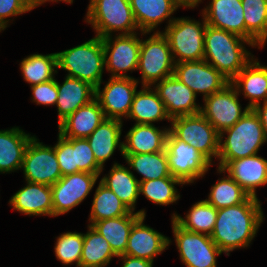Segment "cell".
Masks as SVG:
<instances>
[{
	"instance_id": "484cf974",
	"label": "cell",
	"mask_w": 267,
	"mask_h": 267,
	"mask_svg": "<svg viewBox=\"0 0 267 267\" xmlns=\"http://www.w3.org/2000/svg\"><path fill=\"white\" fill-rule=\"evenodd\" d=\"M135 22L142 35L156 27L181 7L175 0H129Z\"/></svg>"
},
{
	"instance_id": "f35d334b",
	"label": "cell",
	"mask_w": 267,
	"mask_h": 267,
	"mask_svg": "<svg viewBox=\"0 0 267 267\" xmlns=\"http://www.w3.org/2000/svg\"><path fill=\"white\" fill-rule=\"evenodd\" d=\"M184 185L173 176L140 182L139 193L158 205H169L176 202L180 195L174 185Z\"/></svg>"
},
{
	"instance_id": "c3c4849f",
	"label": "cell",
	"mask_w": 267,
	"mask_h": 267,
	"mask_svg": "<svg viewBox=\"0 0 267 267\" xmlns=\"http://www.w3.org/2000/svg\"><path fill=\"white\" fill-rule=\"evenodd\" d=\"M25 7L31 11L33 10L35 7H38L39 5H41V0H20Z\"/></svg>"
},
{
	"instance_id": "4fadbf2b",
	"label": "cell",
	"mask_w": 267,
	"mask_h": 267,
	"mask_svg": "<svg viewBox=\"0 0 267 267\" xmlns=\"http://www.w3.org/2000/svg\"><path fill=\"white\" fill-rule=\"evenodd\" d=\"M105 53V69L111 72V77L126 78V72L138 69L140 54V38L136 33L119 34L102 38Z\"/></svg>"
},
{
	"instance_id": "b9f144b4",
	"label": "cell",
	"mask_w": 267,
	"mask_h": 267,
	"mask_svg": "<svg viewBox=\"0 0 267 267\" xmlns=\"http://www.w3.org/2000/svg\"><path fill=\"white\" fill-rule=\"evenodd\" d=\"M54 149L62 176L78 173V166H75L73 138H65L58 133V141Z\"/></svg>"
},
{
	"instance_id": "83f0119b",
	"label": "cell",
	"mask_w": 267,
	"mask_h": 267,
	"mask_svg": "<svg viewBox=\"0 0 267 267\" xmlns=\"http://www.w3.org/2000/svg\"><path fill=\"white\" fill-rule=\"evenodd\" d=\"M145 214L144 209L136 213L130 211L124 216L97 221L92 227L108 241L113 252L120 256L125 253L133 224Z\"/></svg>"
},
{
	"instance_id": "9a60e30c",
	"label": "cell",
	"mask_w": 267,
	"mask_h": 267,
	"mask_svg": "<svg viewBox=\"0 0 267 267\" xmlns=\"http://www.w3.org/2000/svg\"><path fill=\"white\" fill-rule=\"evenodd\" d=\"M138 82L133 77H110L102 91L100 87L95 89V98L106 118L122 121V117H128Z\"/></svg>"
},
{
	"instance_id": "e575fe53",
	"label": "cell",
	"mask_w": 267,
	"mask_h": 267,
	"mask_svg": "<svg viewBox=\"0 0 267 267\" xmlns=\"http://www.w3.org/2000/svg\"><path fill=\"white\" fill-rule=\"evenodd\" d=\"M123 157L130 168L143 176L139 182L172 176L165 150L155 153L123 155Z\"/></svg>"
},
{
	"instance_id": "836d02e7",
	"label": "cell",
	"mask_w": 267,
	"mask_h": 267,
	"mask_svg": "<svg viewBox=\"0 0 267 267\" xmlns=\"http://www.w3.org/2000/svg\"><path fill=\"white\" fill-rule=\"evenodd\" d=\"M172 219L187 231L210 236L215 227L217 209L206 200H202L193 204L185 219L176 213L173 214Z\"/></svg>"
},
{
	"instance_id": "603a6c76",
	"label": "cell",
	"mask_w": 267,
	"mask_h": 267,
	"mask_svg": "<svg viewBox=\"0 0 267 267\" xmlns=\"http://www.w3.org/2000/svg\"><path fill=\"white\" fill-rule=\"evenodd\" d=\"M230 84L238 94L242 91L244 97L250 100L247 105L249 108L260 104L262 100L267 102V66L260 65L257 59L252 58Z\"/></svg>"
},
{
	"instance_id": "ba28073f",
	"label": "cell",
	"mask_w": 267,
	"mask_h": 267,
	"mask_svg": "<svg viewBox=\"0 0 267 267\" xmlns=\"http://www.w3.org/2000/svg\"><path fill=\"white\" fill-rule=\"evenodd\" d=\"M169 131L179 140L197 149L211 164L218 158L220 134L201 114L172 118Z\"/></svg>"
},
{
	"instance_id": "ab89813d",
	"label": "cell",
	"mask_w": 267,
	"mask_h": 267,
	"mask_svg": "<svg viewBox=\"0 0 267 267\" xmlns=\"http://www.w3.org/2000/svg\"><path fill=\"white\" fill-rule=\"evenodd\" d=\"M83 249V234L66 232L57 237L54 247L56 258L64 265L76 263L80 267Z\"/></svg>"
},
{
	"instance_id": "5b68a950",
	"label": "cell",
	"mask_w": 267,
	"mask_h": 267,
	"mask_svg": "<svg viewBox=\"0 0 267 267\" xmlns=\"http://www.w3.org/2000/svg\"><path fill=\"white\" fill-rule=\"evenodd\" d=\"M168 22L162 34L169 42L174 62L204 60L205 18L202 24L187 18H171Z\"/></svg>"
},
{
	"instance_id": "cb8c5ba5",
	"label": "cell",
	"mask_w": 267,
	"mask_h": 267,
	"mask_svg": "<svg viewBox=\"0 0 267 267\" xmlns=\"http://www.w3.org/2000/svg\"><path fill=\"white\" fill-rule=\"evenodd\" d=\"M58 125L79 107L88 104L95 98V88L89 83L66 76L63 84L57 82Z\"/></svg>"
},
{
	"instance_id": "ee69618b",
	"label": "cell",
	"mask_w": 267,
	"mask_h": 267,
	"mask_svg": "<svg viewBox=\"0 0 267 267\" xmlns=\"http://www.w3.org/2000/svg\"><path fill=\"white\" fill-rule=\"evenodd\" d=\"M29 12L20 0H0V32L8 26L10 16Z\"/></svg>"
},
{
	"instance_id": "7dc6e473",
	"label": "cell",
	"mask_w": 267,
	"mask_h": 267,
	"mask_svg": "<svg viewBox=\"0 0 267 267\" xmlns=\"http://www.w3.org/2000/svg\"><path fill=\"white\" fill-rule=\"evenodd\" d=\"M180 6L186 8H194L198 6L202 0H175Z\"/></svg>"
},
{
	"instance_id": "d6a6232c",
	"label": "cell",
	"mask_w": 267,
	"mask_h": 267,
	"mask_svg": "<svg viewBox=\"0 0 267 267\" xmlns=\"http://www.w3.org/2000/svg\"><path fill=\"white\" fill-rule=\"evenodd\" d=\"M114 256L118 257L108 241L96 229L88 225V232L83 234L80 267H105Z\"/></svg>"
},
{
	"instance_id": "e0dca14e",
	"label": "cell",
	"mask_w": 267,
	"mask_h": 267,
	"mask_svg": "<svg viewBox=\"0 0 267 267\" xmlns=\"http://www.w3.org/2000/svg\"><path fill=\"white\" fill-rule=\"evenodd\" d=\"M165 105L167 114L172 119L178 116L200 113L201 107L196 104L195 93L175 75L157 82L154 89Z\"/></svg>"
},
{
	"instance_id": "4dcf8cb0",
	"label": "cell",
	"mask_w": 267,
	"mask_h": 267,
	"mask_svg": "<svg viewBox=\"0 0 267 267\" xmlns=\"http://www.w3.org/2000/svg\"><path fill=\"white\" fill-rule=\"evenodd\" d=\"M100 182L110 189L131 211H135L136 201L140 195V182L124 165L114 163L109 174Z\"/></svg>"
},
{
	"instance_id": "6da1fadb",
	"label": "cell",
	"mask_w": 267,
	"mask_h": 267,
	"mask_svg": "<svg viewBox=\"0 0 267 267\" xmlns=\"http://www.w3.org/2000/svg\"><path fill=\"white\" fill-rule=\"evenodd\" d=\"M263 215L259 199L252 196L241 204L217 209L210 237L222 252L229 255L234 249L249 246L263 222Z\"/></svg>"
},
{
	"instance_id": "ffe728a7",
	"label": "cell",
	"mask_w": 267,
	"mask_h": 267,
	"mask_svg": "<svg viewBox=\"0 0 267 267\" xmlns=\"http://www.w3.org/2000/svg\"><path fill=\"white\" fill-rule=\"evenodd\" d=\"M241 0H211L203 10L206 24L245 39V21Z\"/></svg>"
},
{
	"instance_id": "30bf717a",
	"label": "cell",
	"mask_w": 267,
	"mask_h": 267,
	"mask_svg": "<svg viewBox=\"0 0 267 267\" xmlns=\"http://www.w3.org/2000/svg\"><path fill=\"white\" fill-rule=\"evenodd\" d=\"M172 226L180 259L186 267H217L216 255L223 252L209 235L187 231L173 219Z\"/></svg>"
},
{
	"instance_id": "8992f818",
	"label": "cell",
	"mask_w": 267,
	"mask_h": 267,
	"mask_svg": "<svg viewBox=\"0 0 267 267\" xmlns=\"http://www.w3.org/2000/svg\"><path fill=\"white\" fill-rule=\"evenodd\" d=\"M86 17L101 38L115 31L133 34L138 29L129 0H90Z\"/></svg>"
},
{
	"instance_id": "d590c367",
	"label": "cell",
	"mask_w": 267,
	"mask_h": 267,
	"mask_svg": "<svg viewBox=\"0 0 267 267\" xmlns=\"http://www.w3.org/2000/svg\"><path fill=\"white\" fill-rule=\"evenodd\" d=\"M131 210L104 184L99 182L92 201L90 224L127 215Z\"/></svg>"
},
{
	"instance_id": "60d3db41",
	"label": "cell",
	"mask_w": 267,
	"mask_h": 267,
	"mask_svg": "<svg viewBox=\"0 0 267 267\" xmlns=\"http://www.w3.org/2000/svg\"><path fill=\"white\" fill-rule=\"evenodd\" d=\"M73 150H75V166H78V172L101 174L103 168L96 162L86 138H73Z\"/></svg>"
},
{
	"instance_id": "681fc988",
	"label": "cell",
	"mask_w": 267,
	"mask_h": 267,
	"mask_svg": "<svg viewBox=\"0 0 267 267\" xmlns=\"http://www.w3.org/2000/svg\"><path fill=\"white\" fill-rule=\"evenodd\" d=\"M48 1H52V2H58V1H64V2H66V3H69V4H71V3H73V0H41V4H44L45 2H48Z\"/></svg>"
},
{
	"instance_id": "f546056e",
	"label": "cell",
	"mask_w": 267,
	"mask_h": 267,
	"mask_svg": "<svg viewBox=\"0 0 267 267\" xmlns=\"http://www.w3.org/2000/svg\"><path fill=\"white\" fill-rule=\"evenodd\" d=\"M142 88L135 93L127 118L135 120L136 124H153L152 122L165 119L171 121L157 92L151 86Z\"/></svg>"
},
{
	"instance_id": "d4e9b609",
	"label": "cell",
	"mask_w": 267,
	"mask_h": 267,
	"mask_svg": "<svg viewBox=\"0 0 267 267\" xmlns=\"http://www.w3.org/2000/svg\"><path fill=\"white\" fill-rule=\"evenodd\" d=\"M169 128L163 130L154 124H134L126 134L123 155L145 154L164 151Z\"/></svg>"
},
{
	"instance_id": "9c48e42d",
	"label": "cell",
	"mask_w": 267,
	"mask_h": 267,
	"mask_svg": "<svg viewBox=\"0 0 267 267\" xmlns=\"http://www.w3.org/2000/svg\"><path fill=\"white\" fill-rule=\"evenodd\" d=\"M165 151L171 175L184 185L203 177L212 165L197 149L177 139L170 131Z\"/></svg>"
},
{
	"instance_id": "3957f363",
	"label": "cell",
	"mask_w": 267,
	"mask_h": 267,
	"mask_svg": "<svg viewBox=\"0 0 267 267\" xmlns=\"http://www.w3.org/2000/svg\"><path fill=\"white\" fill-rule=\"evenodd\" d=\"M224 133L228 136L222 142ZM265 142L260 119L250 108L234 126L220 133L218 168L223 169L231 160L256 155Z\"/></svg>"
},
{
	"instance_id": "7c38bea8",
	"label": "cell",
	"mask_w": 267,
	"mask_h": 267,
	"mask_svg": "<svg viewBox=\"0 0 267 267\" xmlns=\"http://www.w3.org/2000/svg\"><path fill=\"white\" fill-rule=\"evenodd\" d=\"M238 96L236 89L228 84L223 90L203 99L200 113L219 134L234 126L250 109L246 106L242 112Z\"/></svg>"
},
{
	"instance_id": "ac0fdd59",
	"label": "cell",
	"mask_w": 267,
	"mask_h": 267,
	"mask_svg": "<svg viewBox=\"0 0 267 267\" xmlns=\"http://www.w3.org/2000/svg\"><path fill=\"white\" fill-rule=\"evenodd\" d=\"M141 216L130 231L125 255L154 261L156 255L161 254L171 243V239L146 226Z\"/></svg>"
},
{
	"instance_id": "52a82bcc",
	"label": "cell",
	"mask_w": 267,
	"mask_h": 267,
	"mask_svg": "<svg viewBox=\"0 0 267 267\" xmlns=\"http://www.w3.org/2000/svg\"><path fill=\"white\" fill-rule=\"evenodd\" d=\"M175 62L167 38L155 31L148 39L140 40L138 69L142 73V85H156L174 75Z\"/></svg>"
},
{
	"instance_id": "7a4b0ae2",
	"label": "cell",
	"mask_w": 267,
	"mask_h": 267,
	"mask_svg": "<svg viewBox=\"0 0 267 267\" xmlns=\"http://www.w3.org/2000/svg\"><path fill=\"white\" fill-rule=\"evenodd\" d=\"M244 43L255 47L236 34L207 25L204 33V60L231 82L253 58Z\"/></svg>"
},
{
	"instance_id": "2e32d148",
	"label": "cell",
	"mask_w": 267,
	"mask_h": 267,
	"mask_svg": "<svg viewBox=\"0 0 267 267\" xmlns=\"http://www.w3.org/2000/svg\"><path fill=\"white\" fill-rule=\"evenodd\" d=\"M174 75L203 99L223 90L230 81L205 60L175 63Z\"/></svg>"
},
{
	"instance_id": "8d00e7d4",
	"label": "cell",
	"mask_w": 267,
	"mask_h": 267,
	"mask_svg": "<svg viewBox=\"0 0 267 267\" xmlns=\"http://www.w3.org/2000/svg\"><path fill=\"white\" fill-rule=\"evenodd\" d=\"M20 69L24 80L32 85L54 79L57 73L56 53L47 55L31 54L21 61Z\"/></svg>"
},
{
	"instance_id": "f1b7e54d",
	"label": "cell",
	"mask_w": 267,
	"mask_h": 267,
	"mask_svg": "<svg viewBox=\"0 0 267 267\" xmlns=\"http://www.w3.org/2000/svg\"><path fill=\"white\" fill-rule=\"evenodd\" d=\"M30 135L18 127L0 131V173L21 169L27 145L34 137Z\"/></svg>"
},
{
	"instance_id": "44dd1931",
	"label": "cell",
	"mask_w": 267,
	"mask_h": 267,
	"mask_svg": "<svg viewBox=\"0 0 267 267\" xmlns=\"http://www.w3.org/2000/svg\"><path fill=\"white\" fill-rule=\"evenodd\" d=\"M26 182L27 185L11 197L10 205L14 210L29 216L47 215L53 217L51 186Z\"/></svg>"
},
{
	"instance_id": "f6af8a7d",
	"label": "cell",
	"mask_w": 267,
	"mask_h": 267,
	"mask_svg": "<svg viewBox=\"0 0 267 267\" xmlns=\"http://www.w3.org/2000/svg\"><path fill=\"white\" fill-rule=\"evenodd\" d=\"M123 260L122 267H152L153 262L143 258H135L128 255H120L118 256Z\"/></svg>"
},
{
	"instance_id": "bcb514c9",
	"label": "cell",
	"mask_w": 267,
	"mask_h": 267,
	"mask_svg": "<svg viewBox=\"0 0 267 267\" xmlns=\"http://www.w3.org/2000/svg\"><path fill=\"white\" fill-rule=\"evenodd\" d=\"M252 109L260 119L261 125L264 130V136L267 142V102H263V106L261 105V103L257 104Z\"/></svg>"
},
{
	"instance_id": "1f68e13d",
	"label": "cell",
	"mask_w": 267,
	"mask_h": 267,
	"mask_svg": "<svg viewBox=\"0 0 267 267\" xmlns=\"http://www.w3.org/2000/svg\"><path fill=\"white\" fill-rule=\"evenodd\" d=\"M245 21V39L264 47L267 40V0H241Z\"/></svg>"
},
{
	"instance_id": "7bdbcfd3",
	"label": "cell",
	"mask_w": 267,
	"mask_h": 267,
	"mask_svg": "<svg viewBox=\"0 0 267 267\" xmlns=\"http://www.w3.org/2000/svg\"><path fill=\"white\" fill-rule=\"evenodd\" d=\"M32 100L38 105H55L58 97L56 79L31 86Z\"/></svg>"
},
{
	"instance_id": "8fae6325",
	"label": "cell",
	"mask_w": 267,
	"mask_h": 267,
	"mask_svg": "<svg viewBox=\"0 0 267 267\" xmlns=\"http://www.w3.org/2000/svg\"><path fill=\"white\" fill-rule=\"evenodd\" d=\"M21 169L32 183L51 186L62 177L54 147L43 145L35 136L27 145Z\"/></svg>"
},
{
	"instance_id": "7402d4cb",
	"label": "cell",
	"mask_w": 267,
	"mask_h": 267,
	"mask_svg": "<svg viewBox=\"0 0 267 267\" xmlns=\"http://www.w3.org/2000/svg\"><path fill=\"white\" fill-rule=\"evenodd\" d=\"M106 119L96 98L79 107L59 125V133L65 138H87Z\"/></svg>"
},
{
	"instance_id": "5bb4252c",
	"label": "cell",
	"mask_w": 267,
	"mask_h": 267,
	"mask_svg": "<svg viewBox=\"0 0 267 267\" xmlns=\"http://www.w3.org/2000/svg\"><path fill=\"white\" fill-rule=\"evenodd\" d=\"M99 175L78 172L62 176L51 185L53 216L69 212L78 206L90 193Z\"/></svg>"
},
{
	"instance_id": "4316f807",
	"label": "cell",
	"mask_w": 267,
	"mask_h": 267,
	"mask_svg": "<svg viewBox=\"0 0 267 267\" xmlns=\"http://www.w3.org/2000/svg\"><path fill=\"white\" fill-rule=\"evenodd\" d=\"M122 121L117 119L106 118L96 130L88 136L90 147L93 151L96 162L103 168L104 163L119 147L123 156V142L120 141L122 131Z\"/></svg>"
},
{
	"instance_id": "277c9868",
	"label": "cell",
	"mask_w": 267,
	"mask_h": 267,
	"mask_svg": "<svg viewBox=\"0 0 267 267\" xmlns=\"http://www.w3.org/2000/svg\"><path fill=\"white\" fill-rule=\"evenodd\" d=\"M57 68L66 70L67 76L89 83L95 89L101 86L105 66L102 38L95 36L76 47L57 52Z\"/></svg>"
},
{
	"instance_id": "74e56055",
	"label": "cell",
	"mask_w": 267,
	"mask_h": 267,
	"mask_svg": "<svg viewBox=\"0 0 267 267\" xmlns=\"http://www.w3.org/2000/svg\"><path fill=\"white\" fill-rule=\"evenodd\" d=\"M250 195L229 175L212 186L208 199L209 204L216 209L225 208L245 202Z\"/></svg>"
},
{
	"instance_id": "d6986e66",
	"label": "cell",
	"mask_w": 267,
	"mask_h": 267,
	"mask_svg": "<svg viewBox=\"0 0 267 267\" xmlns=\"http://www.w3.org/2000/svg\"><path fill=\"white\" fill-rule=\"evenodd\" d=\"M228 172L250 196L256 197V188L267 184V160L258 154L231 160L219 173Z\"/></svg>"
}]
</instances>
